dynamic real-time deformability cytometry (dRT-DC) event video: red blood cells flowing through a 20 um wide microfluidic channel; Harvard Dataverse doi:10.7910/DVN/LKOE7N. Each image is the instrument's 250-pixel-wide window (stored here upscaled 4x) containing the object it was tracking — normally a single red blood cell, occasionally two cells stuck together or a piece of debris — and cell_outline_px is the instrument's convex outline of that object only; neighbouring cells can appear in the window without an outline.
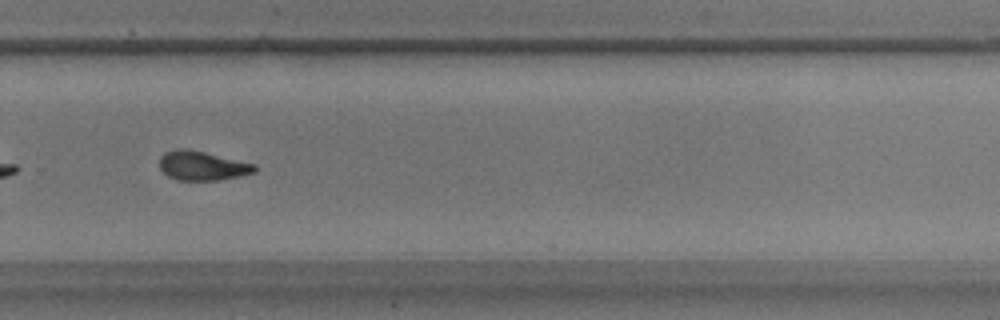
{"species": "common noctule bat (a hibernating species)", "species_latin": "Nyctalus noctula", "temperature_condition": "warm", "stored_images_in_passage": 30, "camera_frame_rate_fps": 3000, "um_per_image_px": 0.085, "animal": {"sex": "male", "body_mass_g": 17.9}, "frame": {"image": 1, "passage_image": 25, "time_ms": 8.0, "image_size_px": [1000, 320], "cell_outline_px": [[256, 172], [220, 180], [176, 180], [168, 176], [160, 168], [160, 156], [164, 152], [176, 148], [188, 148], [256, 164]], "centroid_in_image_um": [17.17, 14.07], "position_along_channel_um": 312.6, "area_um2": 16.3}, "authors_computed_cell_mechanics": {"area_um2": 17.051, "velocity_mm_per_s": 3.5418, "shape_relaxation_time_tau1_ms": 3.0607, "shape_relaxation_time_tau2_ms": 3.1186, "deformation_change_tau1": 0.1447, "deformation_change_tau2": 0.0859}}